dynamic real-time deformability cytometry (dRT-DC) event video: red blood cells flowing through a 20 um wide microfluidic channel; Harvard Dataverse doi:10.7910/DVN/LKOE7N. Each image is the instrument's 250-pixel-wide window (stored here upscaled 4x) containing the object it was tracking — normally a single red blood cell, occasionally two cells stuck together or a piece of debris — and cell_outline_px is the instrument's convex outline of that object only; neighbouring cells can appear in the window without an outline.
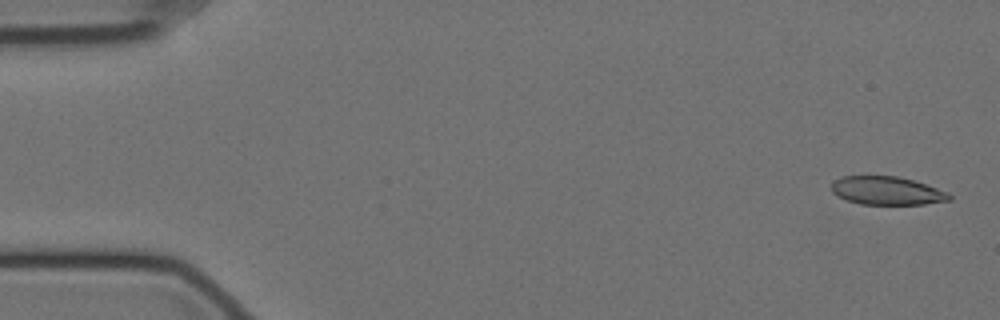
{"species": "Egyptian fruit bat (a non-hibernating species)", "species_latin": "Rousettus aegyptiacus", "temperature_condition": "cold", "stored_images_in_passage": 58, "camera_frame_rate_fps": 3000, "um_per_image_px": 0.085, "animal": {"sex": "female"}, "frame": {"image": 1, "passage_image": 2, "time_ms": 0.333, "image_size_px": [1000, 320], "cell_outline_px": [[952, 200], [924, 204], [860, 204], [836, 196], [832, 192], [832, 180], [840, 176], [868, 172], [896, 176], [912, 180], [948, 192], [952, 196]], "centroid_in_image_um": [75.29, 16.15], "position_along_channel_um": 9.7, "area_um2": 20.23}}
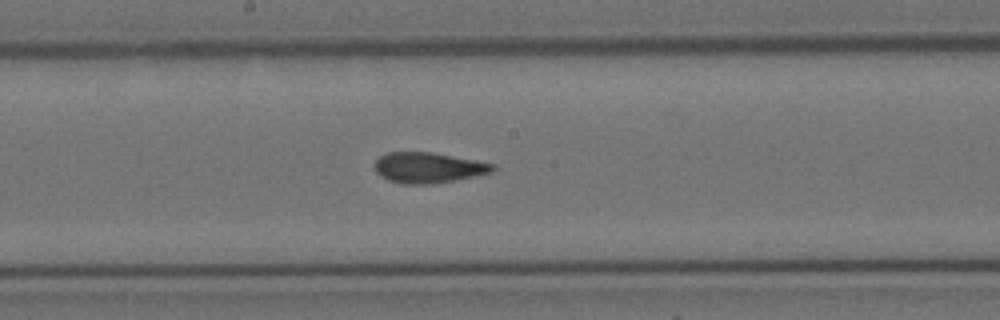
{"frame": {"image": 2, "passage_image": 30, "time_ms": 9.667, "image_size_px": [1000, 320], "cell_outline_px": [[496, 168], [492, 172], [456, 180], [428, 184], [404, 184], [388, 180], [380, 176], [376, 172], [372, 164], [380, 156], [388, 152], [432, 152], [496, 164]], "centroid_in_image_um": [36.38, 14.25], "position_along_channel_um": 211.8, "area_um2": 21.1}}
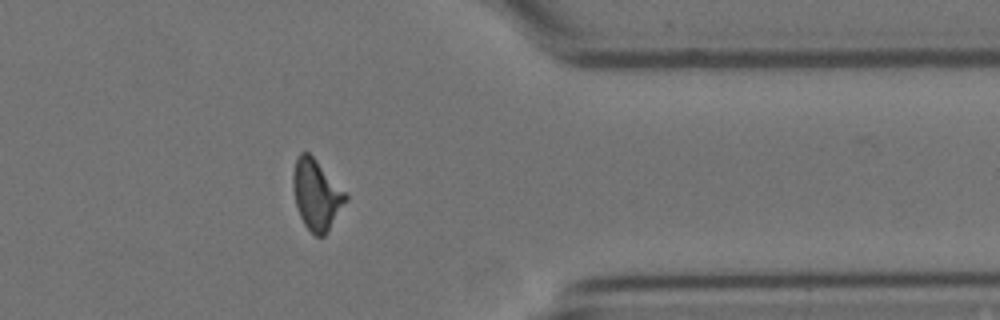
{"frame": {"image": 3, "passage_image": 46, "time_ms": 15.0, "image_size_px": [1000, 320], "cell_outline_px": [[348, 200], [324, 236], [316, 236], [304, 224], [300, 216], [296, 204], [292, 188], [292, 172], [296, 156], [300, 152], [308, 152], [316, 160], [348, 196]], "centroid_in_image_um": [26.87, 16.53], "position_along_channel_um": 384.5, "area_um2": 21.33}, "authors_computed_cell_mechanics": {"area_um2": 21.097, "velocity_mm_per_s": 3.5246, "shape_relaxation_time_tau1_ms": null, "shape_relaxation_time_tau2_ms": 2.2049, "deformation_change_tau1": null, "deformation_change_tau2": 0.087}}